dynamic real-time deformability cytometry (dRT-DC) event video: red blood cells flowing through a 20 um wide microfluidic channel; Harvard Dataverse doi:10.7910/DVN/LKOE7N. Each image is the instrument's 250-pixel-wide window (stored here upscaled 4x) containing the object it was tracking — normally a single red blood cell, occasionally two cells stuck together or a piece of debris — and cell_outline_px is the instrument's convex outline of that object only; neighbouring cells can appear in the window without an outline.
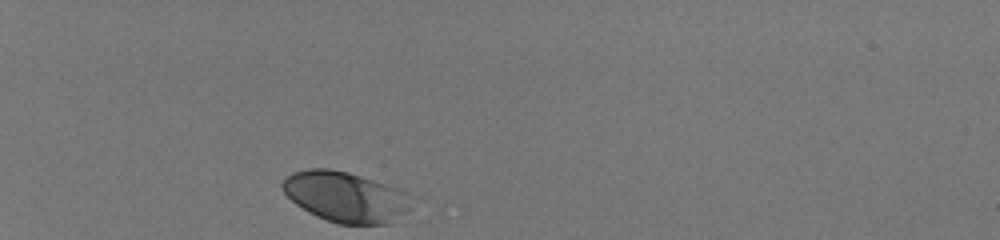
{"species": "human", "species_latin": "Homo sapiens", "temperature_condition": "room temperature", "stored_images_in_passage": 31, "camera_frame_rate_fps": 3000, "um_per_image_px": 0.085, "donor": {"sex": "male"}, "frame": {"image": 1, "passage_image": 1, "time_ms": 0.0, "image_size_px": [1000, 240], "cell_outline_px": [[420, 196], [404, 212], [388, 224], [340, 224], [316, 216], [296, 204], [280, 188], [280, 184], [284, 176], [292, 172], [308, 168], [328, 168], [348, 172]], "centroid_in_image_um": [29.38, 16.71], "position_along_channel_um": 55.6, "area_um2": 38.15}}
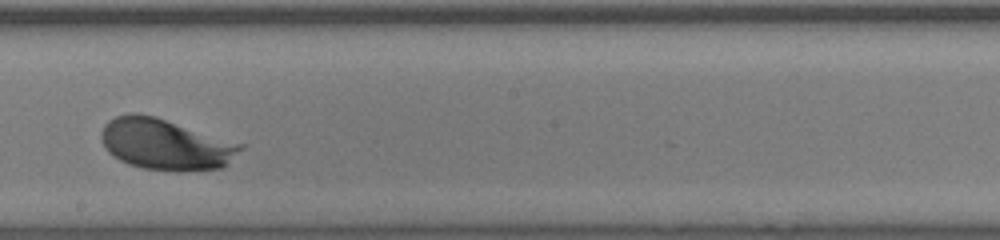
{"frame": {"image": 2, "passage_image": 18, "time_ms": 5.667, "image_size_px": [1000, 240], "cell_outline_px": [[244, 148], [220, 168], [180, 172], [144, 168], [128, 164], [112, 156], [108, 152], [100, 136], [100, 132], [104, 124], [108, 120], [116, 116], [128, 112], [136, 112], [156, 116], [244, 144]], "centroid_in_image_um": [14.04, 12.25], "position_along_channel_um": 234.2, "area_um2": 41.67}}
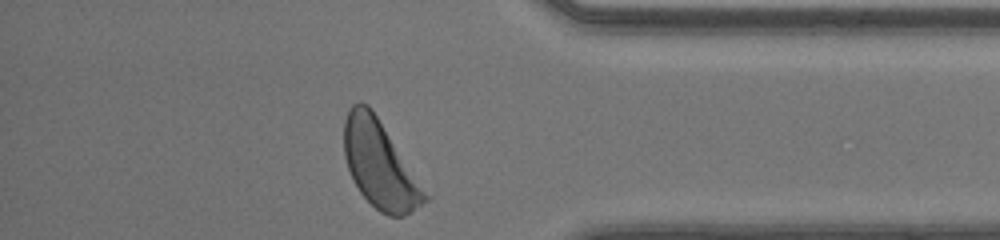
{"frame": {"image": 3, "passage_image": 31, "time_ms": 10.0, "image_size_px": [1000, 240], "cell_outline_px": [[432, 196], [428, 200], [404, 216], [388, 216], [380, 212], [360, 192], [352, 180], [344, 156], [344, 120], [348, 108], [352, 104], [360, 100], [368, 104], [372, 108]], "centroid_in_image_um": [32.31, 13.96], "position_along_channel_um": 402.9, "area_um2": 41.67}, "authors_computed_cell_mechanics": {"area_um2": 38.6682, "velocity_mm_per_s": 4.0653, "shape_relaxation_time_tau1_ms": 1.2482, "shape_relaxation_time_tau2_ms": null, "deformation_change_tau1": 0.1036, "deformation_change_tau2": null}}